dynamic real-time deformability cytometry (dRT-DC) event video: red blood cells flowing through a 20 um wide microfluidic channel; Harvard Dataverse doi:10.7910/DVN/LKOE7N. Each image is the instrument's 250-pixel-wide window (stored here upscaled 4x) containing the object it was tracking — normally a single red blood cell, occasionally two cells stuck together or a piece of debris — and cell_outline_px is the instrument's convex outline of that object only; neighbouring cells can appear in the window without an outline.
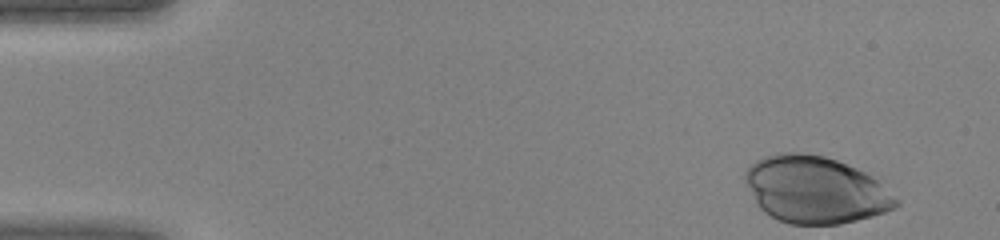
{"species": "human", "species_latin": "Homo sapiens", "temperature_condition": "warm", "stored_images_in_passage": 35, "camera_frame_rate_fps": 3000, "um_per_image_px": 0.085, "donor": {"sex": "female"}, "frame": {"image": 1, "passage_image": 1, "time_ms": 0.0, "image_size_px": [1000, 240], "cell_outline_px": [[900, 204], [896, 208], [872, 216], [840, 224], [788, 224], [764, 212], [760, 208], [744, 180], [744, 172], [756, 160], [764, 156], [776, 152], [800, 152], [824, 156], [836, 160], [856, 168], [872, 176], [900, 200]], "centroid_in_image_um": [69.31, 16.12], "position_along_channel_um": 15.7, "area_um2": 58.78}}
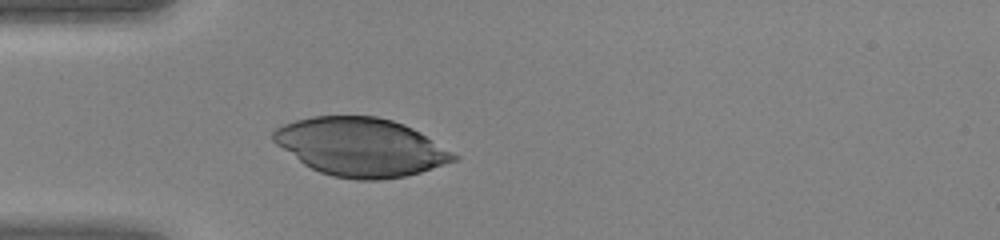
{"frame": {"image": 2, "passage_image": 11, "time_ms": 3.333, "image_size_px": [1000, 240], "cell_outline_px": [[460, 156], [456, 160], [420, 172], [404, 176], [380, 180], [356, 180], [332, 176], [320, 172], [304, 164], [276, 144], [272, 140], [272, 132], [276, 128], [284, 124], [296, 120], [312, 116], [376, 116], [392, 120], [404, 124], [420, 132]], "centroid_in_image_um": [30.66, 12.49], "position_along_channel_um": 54.3, "area_um2": 61.04}}